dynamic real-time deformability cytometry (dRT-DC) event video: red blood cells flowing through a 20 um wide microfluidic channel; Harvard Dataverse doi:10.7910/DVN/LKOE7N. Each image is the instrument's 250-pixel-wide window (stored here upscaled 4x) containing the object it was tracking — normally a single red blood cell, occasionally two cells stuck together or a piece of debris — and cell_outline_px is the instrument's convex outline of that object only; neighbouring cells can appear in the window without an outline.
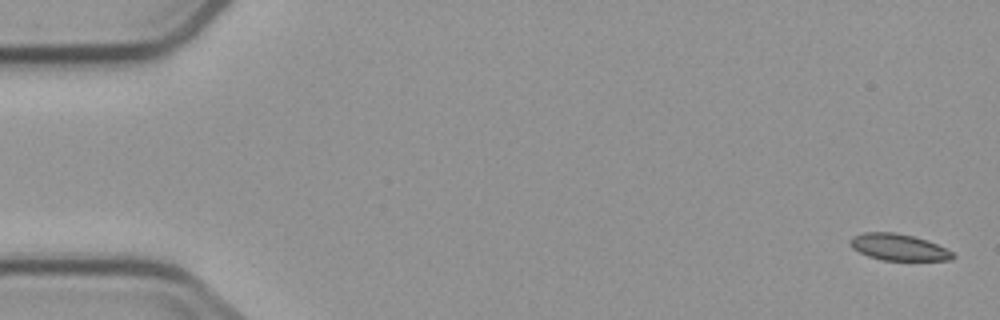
{"species": "common noctule bat (a hibernating species)", "species_latin": "Nyctalus noctula", "temperature_condition": "cold", "stored_images_in_passage": 6, "camera_frame_rate_fps": 3000, "um_per_image_px": 0.085, "animal": {"sex": "male", "body_mass_g": 23.1, "forearm_length_mm": 52.7}, "frame": {"image": 1, "passage_image": 1, "time_ms": 0.0, "image_size_px": [1000, 320], "cell_outline_px": [[956, 256], [952, 260], [880, 260], [868, 256], [852, 248], [848, 240], [852, 236], [864, 232], [896, 232], [928, 240], [952, 252]], "centroid_in_image_um": [76.35, 21.01], "position_along_channel_um": 8.7, "area_um2": 15.9}}
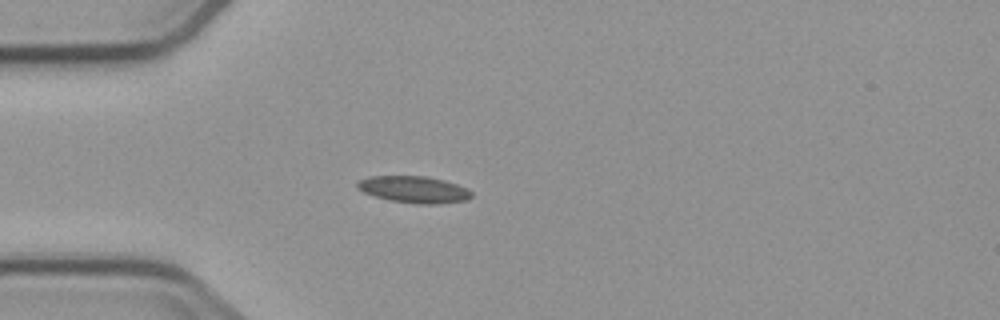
{"frame": {"image": 2, "passage_image": 4, "time_ms": 4.667, "image_size_px": [1000, 320], "cell_outline_px": [[472, 196], [468, 200], [436, 204], [416, 204], [392, 200], [376, 196], [364, 192], [356, 188], [356, 184], [360, 180], [368, 176], [424, 176], [444, 180], [468, 188], [472, 192]], "centroid_in_image_um": [35.21, 16.1], "position_along_channel_um": 49.8, "area_um2": 17.74}}
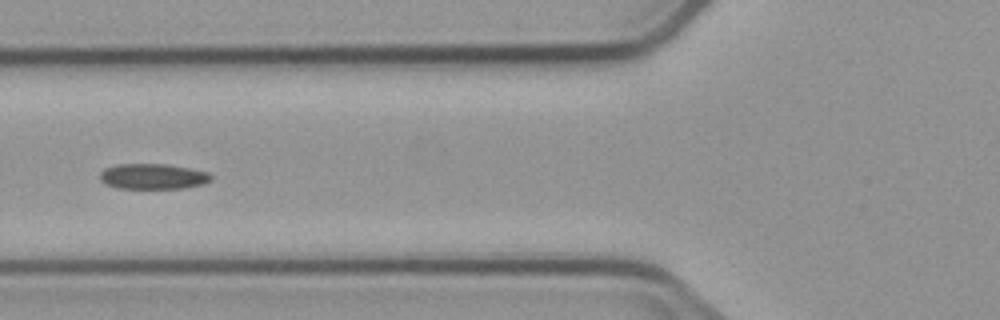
{"frame": {"image": 3, "passage_image": 6, "time_ms": 6.667, "image_size_px": [1000, 320], "cell_outline_px": [[212, 180], [204, 184], [184, 188], [116, 188], [100, 180], [100, 172], [104, 168], [116, 164], [168, 164], [208, 172], [212, 176]], "centroid_in_image_um": [13.01, 14.99], "position_along_channel_um": 112.8, "area_um2": 16.53}}